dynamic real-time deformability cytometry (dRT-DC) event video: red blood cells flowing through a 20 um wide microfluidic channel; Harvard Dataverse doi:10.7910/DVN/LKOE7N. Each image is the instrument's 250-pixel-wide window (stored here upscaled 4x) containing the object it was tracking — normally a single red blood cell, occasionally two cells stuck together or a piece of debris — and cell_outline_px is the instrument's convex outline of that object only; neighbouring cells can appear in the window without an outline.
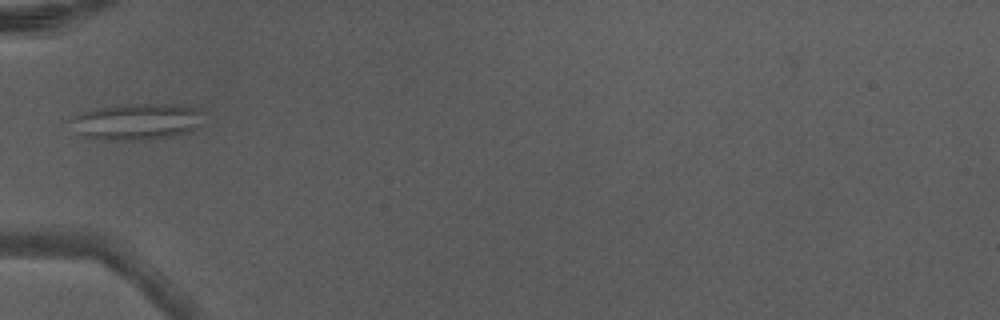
{"species": "Egyptian fruit bat (a non-hibernating species)", "species_latin": "Rousettus aegyptiacus", "temperature_condition": "warm", "stored_images_in_passage": 2, "camera_frame_rate_fps": 3000, "um_per_image_px": 0.085, "animal": {"sex": "male"}, "frame": {"image": 1, "passage_image": 2, "time_ms": 0.333, "image_size_px": [1000, 320], "cell_outline_px": [[204, 112], [200, 124], [192, 132], [172, 136], [144, 140], [96, 140], [88, 136], [72, 120], [76, 116], [100, 108], [132, 104], [176, 104], [192, 108]], "centroid_in_image_um": [11.81, 10.35], "position_along_channel_um": 73.2, "area_um2": 27.22}}